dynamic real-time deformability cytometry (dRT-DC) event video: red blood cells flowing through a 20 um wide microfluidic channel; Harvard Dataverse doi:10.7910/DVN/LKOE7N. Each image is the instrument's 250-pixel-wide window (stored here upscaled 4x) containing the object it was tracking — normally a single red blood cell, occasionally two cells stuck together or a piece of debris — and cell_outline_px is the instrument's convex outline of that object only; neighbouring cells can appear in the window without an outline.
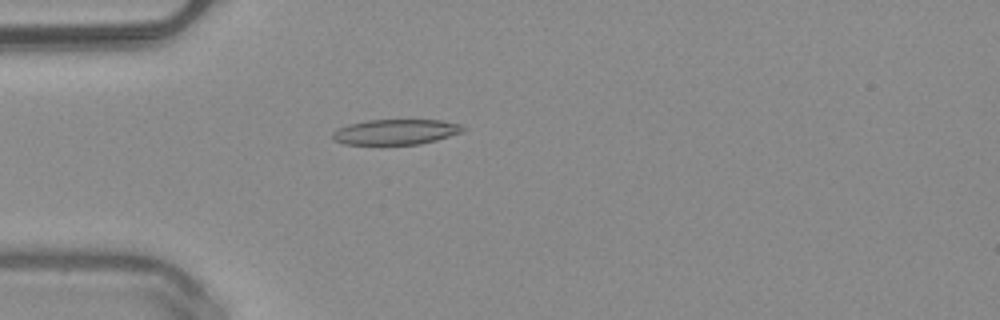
{"species": "common noctule bat (a hibernating species)", "species_latin": "Nyctalus noctula", "temperature_condition": "warm", "stored_images_in_passage": 51, "camera_frame_rate_fps": 3000, "um_per_image_px": 0.085, "animal": {"sex": "male", "body_mass_g": 20.4}, "frame": {"image": 1, "passage_image": 14, "time_ms": 4.333, "image_size_px": [1000, 320], "cell_outline_px": [[464, 132], [436, 140], [420, 144], [344, 144], [332, 140], [332, 132], [348, 124], [368, 120], [440, 120], [460, 124], [464, 128]], "centroid_in_image_um": [33.63, 11.21], "position_along_channel_um": 51.4, "area_um2": 19.19}}
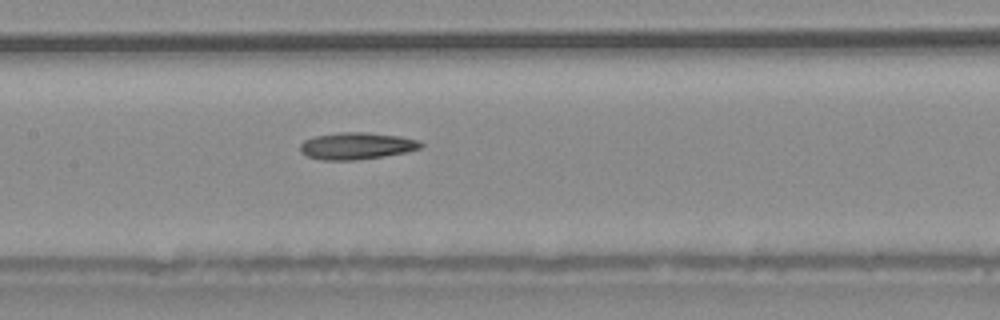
{"frame": {"image": 2, "passage_image": 24, "time_ms": 7.667, "image_size_px": [1000, 320], "cell_outline_px": [[424, 144], [420, 148], [404, 152], [384, 156], [360, 160], [320, 160], [308, 156], [300, 152], [300, 144], [304, 140], [316, 136], [340, 132], [368, 132], [400, 136], [416, 140]], "centroid_in_image_um": [30.28, 12.4], "position_along_channel_um": 177.1, "area_um2": 18.9}}
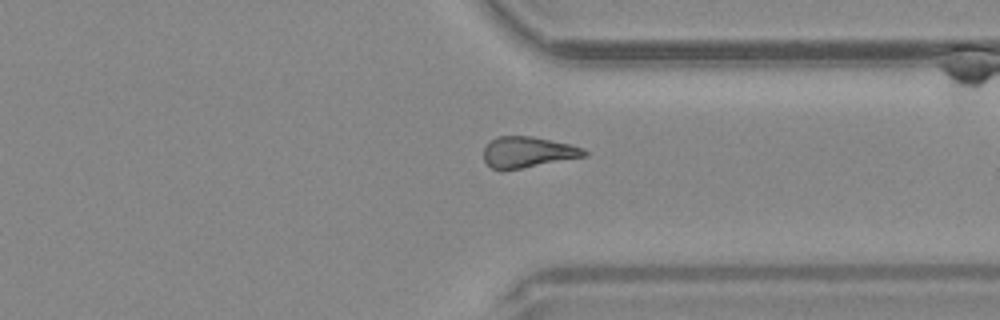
{"frame": {"image": 3, "passage_image": 38, "time_ms": 12.333, "image_size_px": [1000, 320], "cell_outline_px": [[588, 156], [504, 172], [500, 172], [492, 168], [484, 160], [484, 148], [496, 136], [532, 136], [568, 144], [584, 148], [588, 152]], "centroid_in_image_um": [44.86, 12.97], "position_along_channel_um": 366.5, "area_um2": 18.5}}